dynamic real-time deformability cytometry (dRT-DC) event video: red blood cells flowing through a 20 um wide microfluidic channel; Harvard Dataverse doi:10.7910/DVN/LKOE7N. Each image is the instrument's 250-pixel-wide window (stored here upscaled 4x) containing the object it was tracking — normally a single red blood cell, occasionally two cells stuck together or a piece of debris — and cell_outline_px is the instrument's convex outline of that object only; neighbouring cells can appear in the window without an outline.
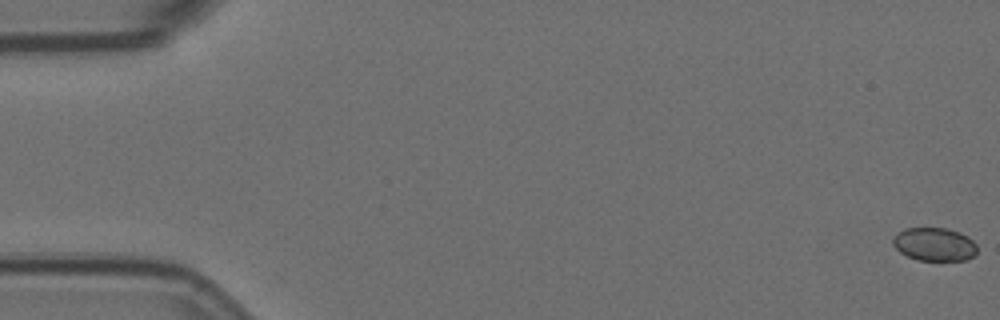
{"species": "Egyptian fruit bat (a non-hibernating species)", "species_latin": "Rousettus aegyptiacus", "temperature_condition": "room temperature", "stored_images_in_passage": 5, "camera_frame_rate_fps": 3000, "um_per_image_px": 0.085, "animal": {"sex": "female"}, "frame": {"image": 1, "passage_image": 1, "time_ms": 0.0, "image_size_px": [1000, 320], "cell_outline_px": [[976, 252], [968, 260], [916, 260], [900, 252], [892, 244], [892, 240], [896, 232], [904, 228], [948, 228], [960, 232], [968, 236], [976, 244]], "centroid_in_image_um": [79.41, 20.75], "position_along_channel_um": 5.6, "area_um2": 16.47}}
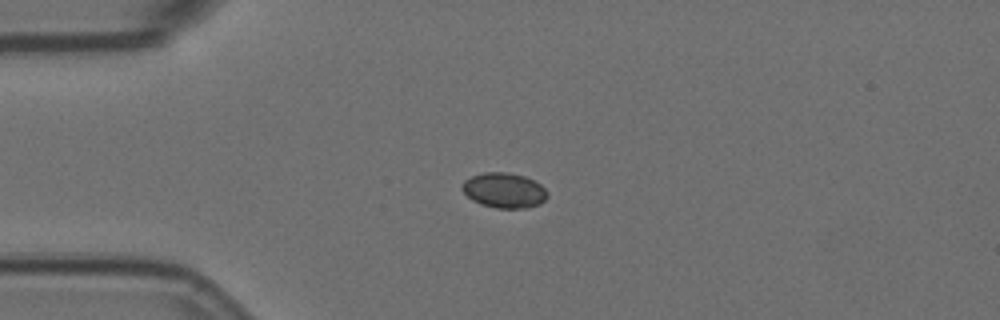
{"frame": {"image": 2, "passage_image": 5, "time_ms": 1.333, "image_size_px": [1000, 320], "cell_outline_px": [[548, 196], [540, 204], [528, 208], [496, 208], [480, 204], [472, 200], [460, 188], [460, 184], [464, 180], [472, 176], [484, 172], [508, 172], [524, 176], [540, 184], [548, 192]], "centroid_in_image_um": [42.83, 16.18], "position_along_channel_um": 42.2, "area_um2": 17.57}}